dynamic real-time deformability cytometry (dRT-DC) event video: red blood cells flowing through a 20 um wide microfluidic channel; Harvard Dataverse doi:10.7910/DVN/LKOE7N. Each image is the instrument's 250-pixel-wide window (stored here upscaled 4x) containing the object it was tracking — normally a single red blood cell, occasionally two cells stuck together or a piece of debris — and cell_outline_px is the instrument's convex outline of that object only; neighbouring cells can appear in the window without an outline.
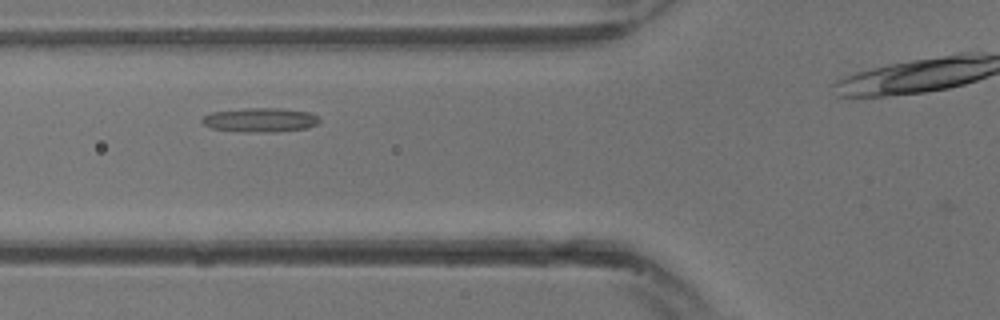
{"species": "common noctule bat (a hibernating species)", "species_latin": "Nyctalus noctula", "temperature_condition": "warm", "stored_images_in_passage": 11, "camera_frame_rate_fps": 3000, "um_per_image_px": 0.085, "animal": {"sex": "male", "body_mass_g": 13.3}, "frame": {"image": 1, "passage_image": 4, "time_ms": 1.0, "image_size_px": [1000, 320], "cell_outline_px": [[320, 120], [316, 124], [304, 128], [276, 132], [244, 132], [212, 128], [204, 124], [200, 120], [204, 116], [212, 112], [252, 108], [280, 108], [308, 112], [316, 116]], "centroid_in_image_um": [22.1, 10.2], "position_along_channel_um": 103.7, "area_um2": 16.24}}
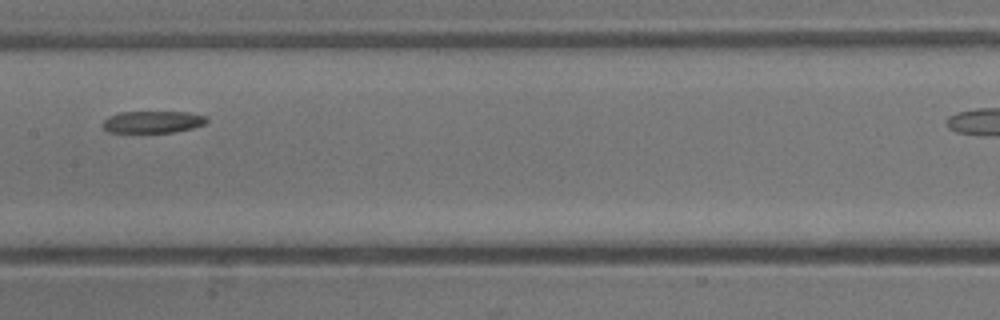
{"frame": {"image": 2, "passage_image": 8, "time_ms": 2.333, "image_size_px": [1000, 320], "cell_outline_px": [[208, 120], [204, 124], [192, 128], [176, 132], [108, 132], [100, 124], [108, 116], [120, 112], [188, 112], [208, 116]], "centroid_in_image_um": [12.98, 10.36], "position_along_channel_um": 194.4, "area_um2": 13.41}}
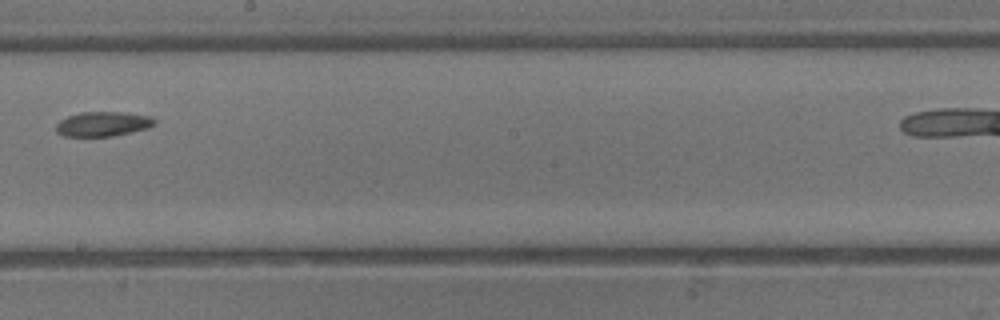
{"frame": {"image": 3, "passage_image": 10, "time_ms": 3.0, "image_size_px": [1000, 320], "cell_outline_px": [[156, 124], [148, 128], [132, 132], [112, 136], [64, 136], [56, 132], [56, 124], [60, 120], [68, 116], [80, 112], [120, 112], [152, 116], [156, 120]], "centroid_in_image_um": [8.76, 10.53], "position_along_channel_um": 239.4, "area_um2": 14.22}}